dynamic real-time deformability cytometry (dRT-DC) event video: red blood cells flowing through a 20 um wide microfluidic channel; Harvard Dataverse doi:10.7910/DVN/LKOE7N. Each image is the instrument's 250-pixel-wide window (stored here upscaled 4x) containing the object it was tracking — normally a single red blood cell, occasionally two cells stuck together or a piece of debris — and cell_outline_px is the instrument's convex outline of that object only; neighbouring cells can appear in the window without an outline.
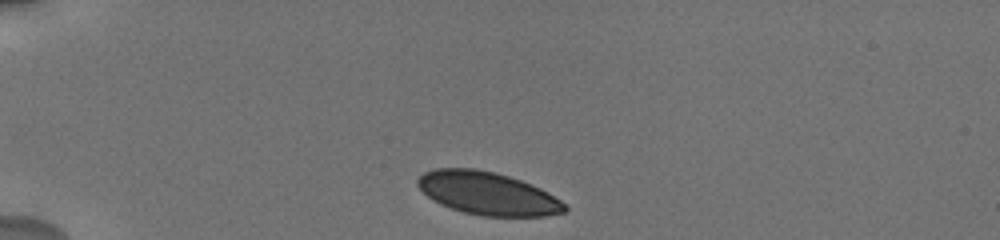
{"species": "human", "species_latin": "Homo sapiens", "temperature_condition": "cold", "stored_images_in_passage": 12, "camera_frame_rate_fps": 3000, "um_per_image_px": 0.085, "donor": {"sex": "male"}, "frame": {"image": 1, "passage_image": 1, "time_ms": 0.0, "image_size_px": [1000, 240], "cell_outline_px": [[568, 208], [564, 212], [544, 216], [480, 216], [464, 212], [440, 204], [432, 200], [416, 184], [416, 180], [424, 172], [432, 168], [472, 168], [492, 172], [508, 176], [520, 180], [540, 188], [548, 192], [560, 200]], "centroid_in_image_um": [41.42, 16.44], "position_along_channel_um": 43.6, "area_um2": 36.53}}
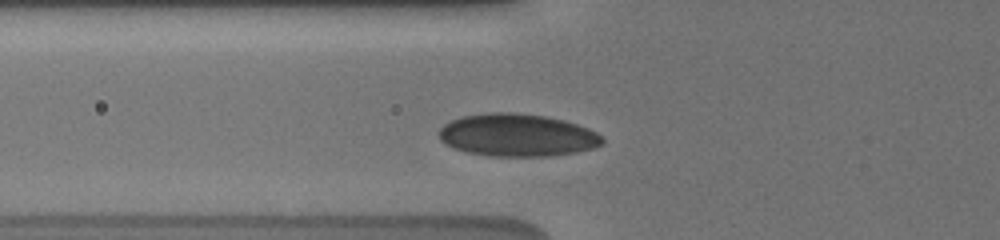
{"frame": {"image": 2, "passage_image": 5, "time_ms": 2.333, "image_size_px": [1000, 240], "cell_outline_px": [[604, 144], [592, 148], [576, 152], [552, 156], [488, 156], [468, 152], [444, 144], [440, 140], [440, 128], [444, 124], [452, 120], [464, 116], [488, 112], [512, 112], [544, 116], [564, 120], [588, 128], [604, 136]], "centroid_in_image_um": [43.99, 11.49], "position_along_channel_um": 81.8, "area_um2": 40.58}}
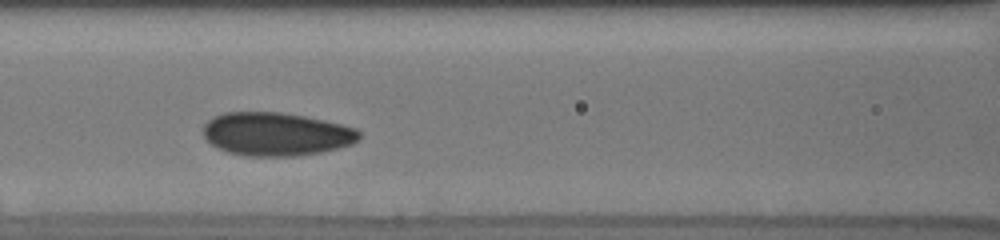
{"frame": {"image": 3, "passage_image": 11, "time_ms": 4.0, "image_size_px": [1000, 240], "cell_outline_px": [[360, 140], [352, 144], [320, 152], [296, 156], [248, 156], [228, 152], [212, 144], [204, 136], [204, 124], [212, 116], [224, 112], [280, 112], [304, 116], [324, 120], [356, 128], [360, 132]], "centroid_in_image_um": [23.48, 11.39], "position_along_channel_um": 143.1, "area_um2": 39.3}}